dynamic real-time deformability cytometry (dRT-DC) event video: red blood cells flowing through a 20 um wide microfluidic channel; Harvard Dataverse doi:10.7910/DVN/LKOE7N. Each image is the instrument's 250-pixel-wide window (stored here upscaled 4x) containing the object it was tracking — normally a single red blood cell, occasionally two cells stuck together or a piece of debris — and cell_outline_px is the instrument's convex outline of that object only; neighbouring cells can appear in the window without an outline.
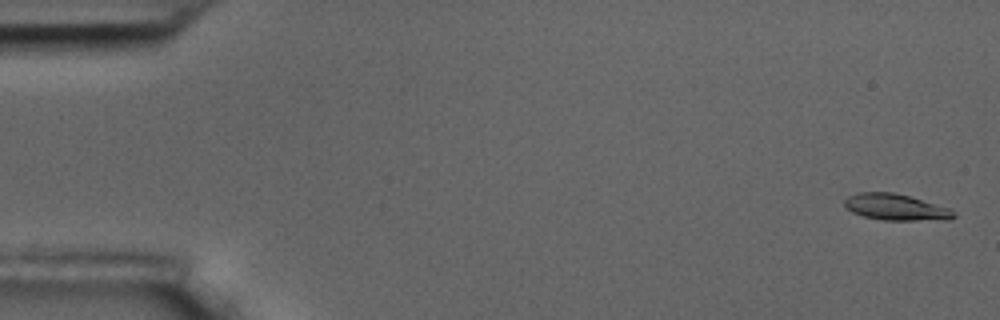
{"species": "common noctule bat (a hibernating species)", "species_latin": "Nyctalus noctula", "temperature_condition": "room temperature", "stored_images_in_passage": 57, "camera_frame_rate_fps": 3000, "um_per_image_px": 0.085, "animal": {"sex": "male", "body_mass_g": 17.5, "forearm_length_mm": 52.3}, "frame": {"image": 1, "passage_image": 2, "time_ms": 0.333, "image_size_px": [1000, 320], "cell_outline_px": [[956, 216], [948, 220], [884, 220], [864, 216], [852, 212], [844, 204], [844, 200], [848, 196], [860, 192], [892, 192], [908, 196], [948, 208]], "centroid_in_image_um": [76.11, 17.61], "position_along_channel_um": 8.9, "area_um2": 16.42}}
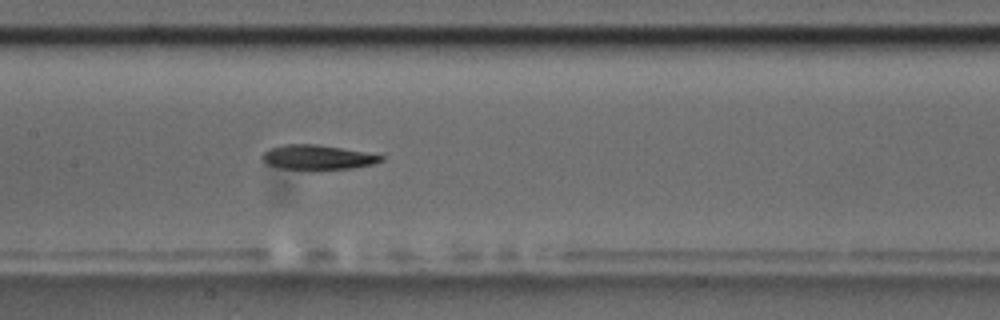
{"frame": {"image": 2, "passage_image": 28, "time_ms": 9.0, "image_size_px": [1000, 320], "cell_outline_px": [[384, 160], [372, 164], [352, 168], [312, 172], [280, 168], [264, 164], [260, 160], [260, 156], [268, 148], [284, 144], [316, 144], [364, 152], [384, 156]], "centroid_in_image_um": [26.89, 13.41], "position_along_channel_um": 180.5, "area_um2": 17.8}}
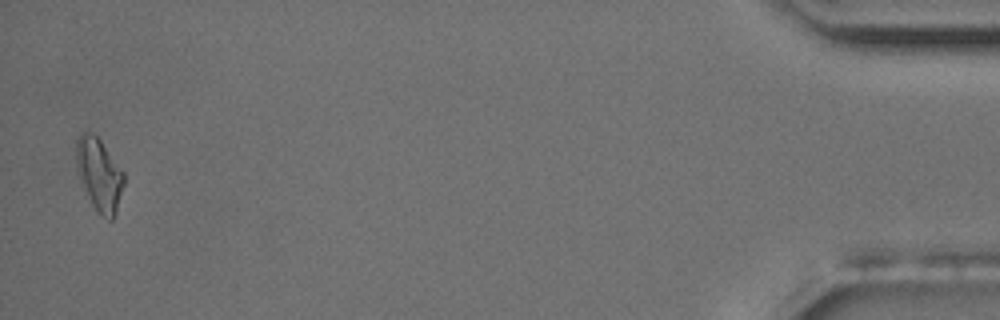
{"frame": {"image": 3, "passage_image": 56, "time_ms": 18.333, "image_size_px": [1000, 320], "cell_outline_px": [[124, 184], [116, 212], [112, 220], [108, 220], [96, 212], [80, 180], [76, 164], [76, 140], [80, 132], [84, 128], [96, 136], [100, 140], [124, 172]], "centroid_in_image_um": [8.42, 14.81], "position_along_channel_um": 426.8, "area_um2": 20.23}, "authors_computed_cell_mechanics": {"area_um2": 17.629, "velocity_mm_per_s": 3.5915, "shape_relaxation_time_tau1_ms": 2.8264, "shape_relaxation_time_tau2_ms": 10.0657, "deformation_change_tau1": 0.1487, "deformation_change_tau2": 0.2148}}